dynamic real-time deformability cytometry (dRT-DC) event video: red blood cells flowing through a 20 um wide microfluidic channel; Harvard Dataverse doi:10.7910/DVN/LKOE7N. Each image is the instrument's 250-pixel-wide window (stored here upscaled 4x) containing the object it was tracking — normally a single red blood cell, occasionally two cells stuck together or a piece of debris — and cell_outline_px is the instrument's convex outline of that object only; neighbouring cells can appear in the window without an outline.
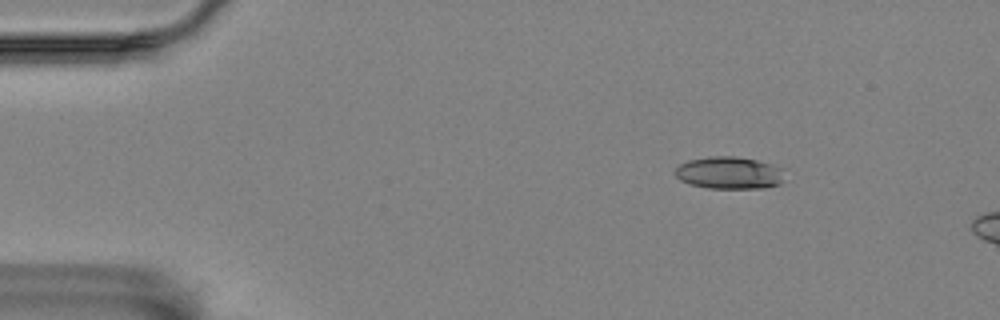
{"species": "Egyptian fruit bat (a non-hibernating species)", "species_latin": "Rousettus aegyptiacus", "temperature_condition": "room temperature", "stored_images_in_passage": 3, "camera_frame_rate_fps": 3000, "um_per_image_px": 0.085, "animal": {"sex": "female"}, "frame": {"image": 1, "passage_image": 1, "time_ms": 0.0, "image_size_px": [1000, 320], "cell_outline_px": [[784, 168], [780, 184], [764, 188], [708, 188], [688, 184], [680, 180], [676, 176], [676, 168], [680, 164], [688, 160], [708, 156], [736, 156], [756, 160], [772, 164]], "centroid_in_image_um": [61.98, 14.69], "position_along_channel_um": 23.0, "area_um2": 20.69}}